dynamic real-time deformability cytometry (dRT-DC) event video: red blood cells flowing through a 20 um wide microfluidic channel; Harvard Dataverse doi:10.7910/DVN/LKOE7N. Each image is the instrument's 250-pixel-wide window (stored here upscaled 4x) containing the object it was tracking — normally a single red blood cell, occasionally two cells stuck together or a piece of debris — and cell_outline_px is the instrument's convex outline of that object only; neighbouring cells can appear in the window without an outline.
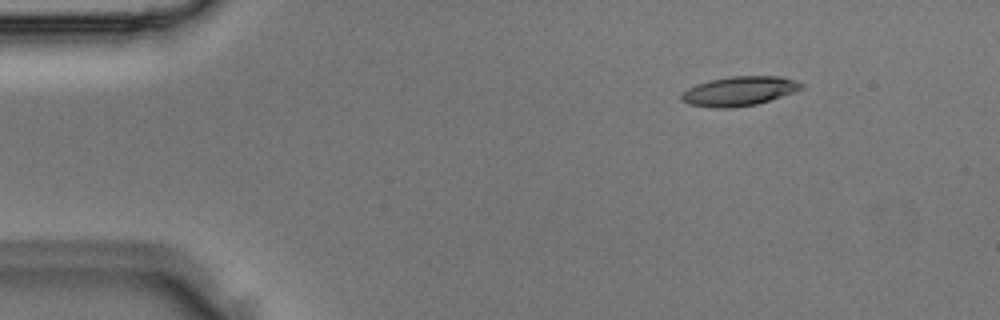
{"species": "Egyptian fruit bat (a non-hibernating species)", "species_latin": "Rousettus aegyptiacus", "temperature_condition": "room temperature", "stored_images_in_passage": 3, "camera_frame_rate_fps": 3000, "um_per_image_px": 0.085, "animal": {"sex": "male"}, "frame": {"image": 1, "passage_image": 1, "time_ms": 0.0, "image_size_px": [1000, 320], "cell_outline_px": [[804, 88], [756, 104], [732, 108], [716, 108], [688, 104], [680, 100], [680, 96], [688, 88], [696, 84], [708, 80], [732, 76], [784, 76], [796, 80], [804, 84]], "centroid_in_image_um": [62.82, 7.73], "position_along_channel_um": 22.2, "area_um2": 20.52}}
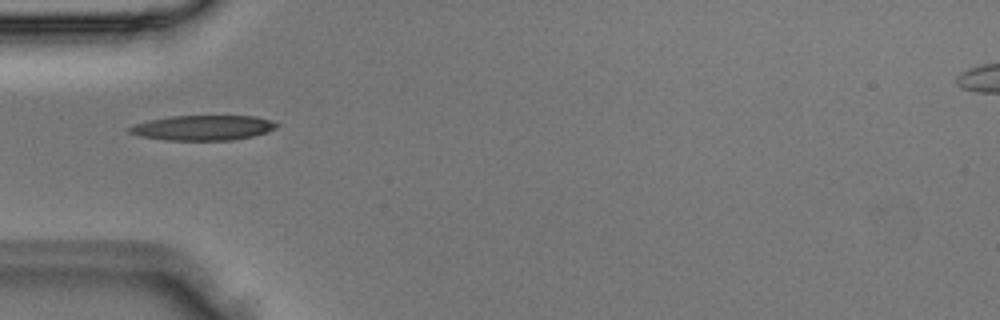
{"frame": {"image": 2, "passage_image": 3, "time_ms": 0.667, "image_size_px": [1000, 320], "cell_outline_px": [[280, 124], [276, 128], [268, 132], [252, 136], [232, 140], [164, 140], [136, 136], [128, 132], [128, 128], [136, 124], [148, 120], [168, 116], [256, 116]], "centroid_in_image_um": [17.22, 10.86], "position_along_channel_um": 67.8, "area_um2": 21.56}}